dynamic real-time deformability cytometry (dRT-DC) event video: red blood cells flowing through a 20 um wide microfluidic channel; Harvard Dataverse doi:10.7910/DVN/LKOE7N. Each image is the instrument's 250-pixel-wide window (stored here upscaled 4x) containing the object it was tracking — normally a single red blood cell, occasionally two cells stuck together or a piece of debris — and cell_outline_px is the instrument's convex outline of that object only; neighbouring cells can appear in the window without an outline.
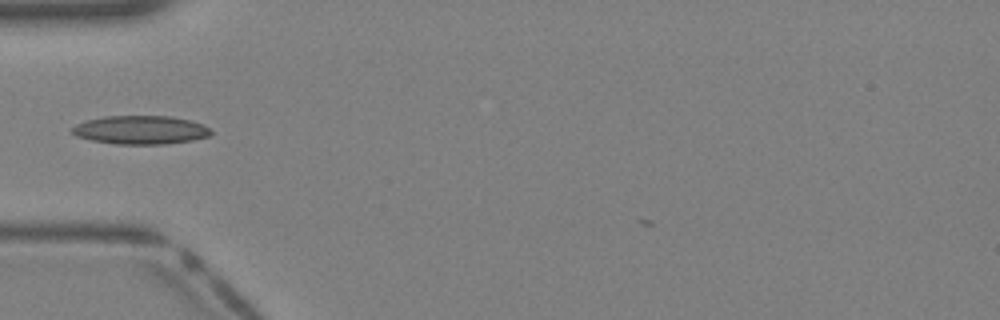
{"species": "Egyptian fruit bat (a non-hibernating species)", "species_latin": "Rousettus aegyptiacus", "temperature_condition": "warm", "stored_images_in_passage": 27, "camera_frame_rate_fps": 3000, "um_per_image_px": 0.085, "animal": {"sex": "female"}, "frame": {"image": 1, "passage_image": 2, "time_ms": 0.333, "image_size_px": [1000, 320], "cell_outline_px": [[212, 136], [192, 140], [168, 144], [116, 144], [92, 140], [76, 136], [72, 132], [72, 128], [76, 124], [84, 120], [104, 116], [172, 116], [204, 124], [212, 132]], "centroid_in_image_um": [11.96, 11.04], "position_along_channel_um": 73.0, "area_um2": 23.24}}
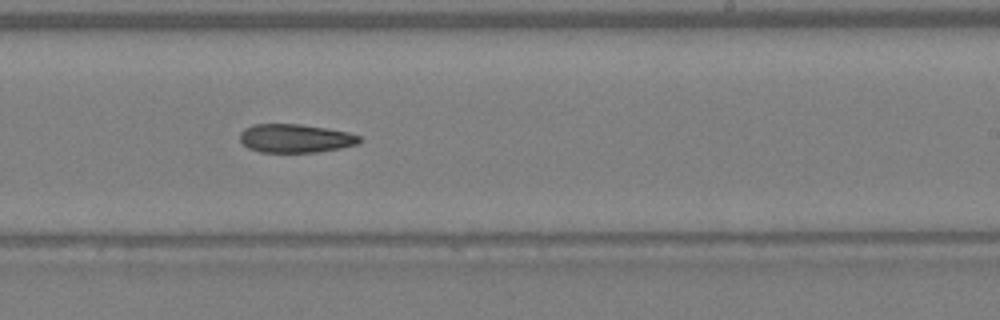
{"frame": {"image": 2, "passage_image": 13, "time_ms": 4.0, "image_size_px": [1000, 320], "cell_outline_px": [[360, 140], [356, 144], [340, 148], [316, 152], [260, 152], [248, 148], [240, 140], [240, 132], [244, 128], [252, 124], [300, 124], [328, 128], [348, 132], [360, 136]], "centroid_in_image_um": [25.07, 11.75], "position_along_channel_um": 263.9, "area_um2": 19.88}}
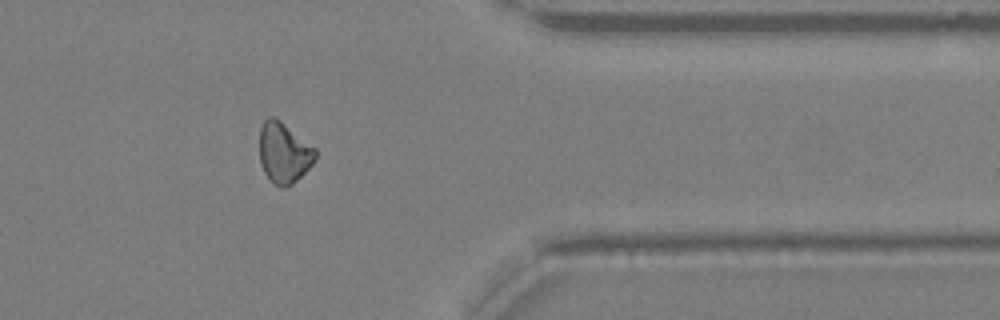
{"frame": {"image": 3, "passage_image": 21, "time_ms": 6.667, "image_size_px": [1000, 320], "cell_outline_px": [[316, 156], [312, 164], [288, 188], [280, 188], [264, 172], [260, 164], [260, 128], [264, 120], [268, 116], [276, 116], [316, 148]], "centroid_in_image_um": [24.13, 12.95], "position_along_channel_um": 387.3, "area_um2": 19.83}}